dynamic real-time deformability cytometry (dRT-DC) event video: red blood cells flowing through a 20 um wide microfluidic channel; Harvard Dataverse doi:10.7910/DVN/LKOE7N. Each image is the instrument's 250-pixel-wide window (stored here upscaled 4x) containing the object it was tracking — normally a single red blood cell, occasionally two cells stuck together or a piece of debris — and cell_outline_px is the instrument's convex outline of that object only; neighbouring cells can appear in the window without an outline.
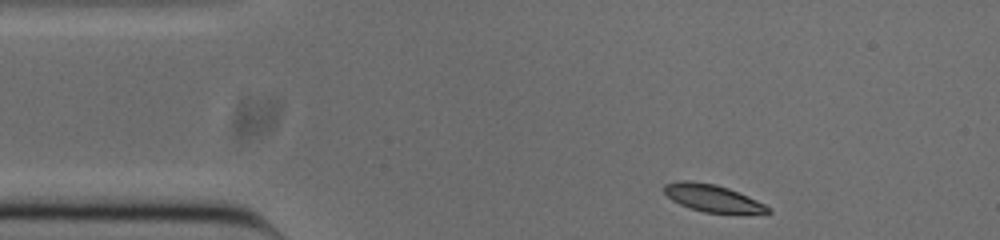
{"species": "common noctule bat (a hibernating species)", "species_latin": "Nyctalus noctula", "temperature_condition": "cold", "stored_images_in_passage": 46, "camera_frame_rate_fps": 3000, "um_per_image_px": 0.085, "animal": {"sex": "male", "body_mass_g": 20.0, "forearm_length_mm": 53.3}, "frame": {"image": 1, "passage_image": 1, "time_ms": 0.0, "image_size_px": [1000, 240], "cell_outline_px": [[772, 212], [704, 212], [680, 204], [672, 200], [664, 192], [664, 184], [680, 180], [688, 180], [716, 184], [728, 188], [748, 196], [772, 208]], "centroid_in_image_um": [60.52, 16.81], "position_along_channel_um": 24.5, "area_um2": 16.07}}
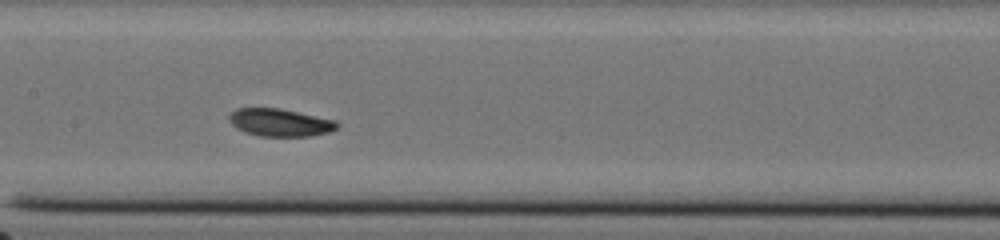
{"frame": {"image": 2, "passage_image": 18, "time_ms": 5.667, "image_size_px": [1000, 240], "cell_outline_px": [[340, 124], [336, 128], [328, 132], [312, 136], [260, 136], [244, 132], [236, 128], [228, 120], [228, 116], [236, 108], [280, 108], [336, 120]], "centroid_in_image_um": [23.79, 10.41], "position_along_channel_um": 183.6, "area_um2": 17.46}}
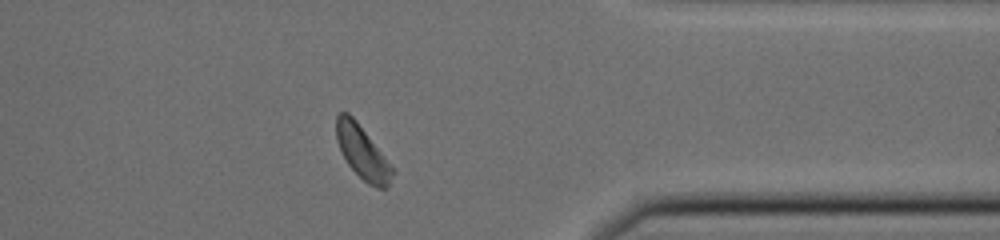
{"frame": {"image": 3, "passage_image": 35, "time_ms": 11.333, "image_size_px": [1000, 240], "cell_outline_px": [[396, 172], [388, 184], [384, 188], [376, 188], [368, 184], [348, 164], [336, 140], [336, 116], [340, 112], [348, 112], [356, 120], [396, 168]], "centroid_in_image_um": [30.85, 12.95], "position_along_channel_um": 380.5, "area_um2": 17.51}, "authors_computed_cell_mechanics": {"area_um2": 17.4556, "velocity_mm_per_s": 3.7941, "shape_relaxation_time_tau1_ms": 2.5169, "shape_relaxation_time_tau2_ms": 1.6859, "deformation_change_tau1": 0.1021, "deformation_change_tau2": 0.0493}}